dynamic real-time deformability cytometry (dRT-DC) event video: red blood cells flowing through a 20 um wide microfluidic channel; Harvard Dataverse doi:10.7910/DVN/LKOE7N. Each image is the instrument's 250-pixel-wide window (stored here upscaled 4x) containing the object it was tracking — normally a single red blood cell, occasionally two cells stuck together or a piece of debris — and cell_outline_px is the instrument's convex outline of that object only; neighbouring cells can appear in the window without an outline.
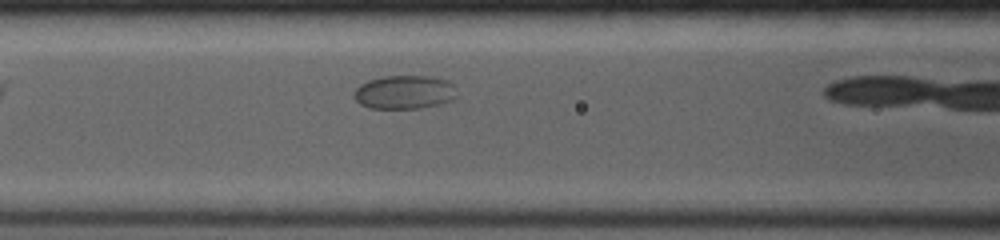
{"species": "common noctule bat (a hibernating species)", "species_latin": "Nyctalus noctula", "temperature_condition": "room temperature", "stored_images_in_passage": 5, "camera_frame_rate_fps": 4000, "um_per_image_px": 0.085, "animal": {"sex": "female", "body_mass_g": 19.0, "forearm_length_mm": 53.3}, "frame": {"image": 1, "passage_image": 5, "time_ms": 3.0, "image_size_px": [1000, 240], "cell_outline_px": [[456, 96], [452, 100], [440, 104], [420, 108], [368, 108], [360, 104], [352, 96], [356, 88], [360, 84], [368, 80], [384, 76], [428, 76], [444, 80], [452, 84]], "centroid_in_image_um": [34.32, 7.84], "position_along_channel_um": 132.3, "area_um2": 20.06}}